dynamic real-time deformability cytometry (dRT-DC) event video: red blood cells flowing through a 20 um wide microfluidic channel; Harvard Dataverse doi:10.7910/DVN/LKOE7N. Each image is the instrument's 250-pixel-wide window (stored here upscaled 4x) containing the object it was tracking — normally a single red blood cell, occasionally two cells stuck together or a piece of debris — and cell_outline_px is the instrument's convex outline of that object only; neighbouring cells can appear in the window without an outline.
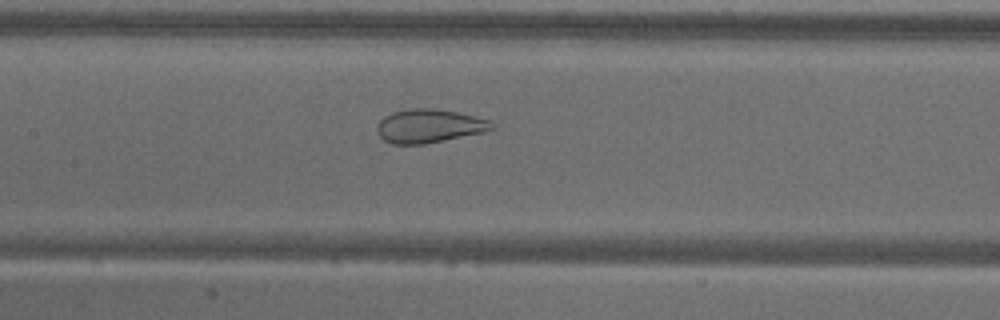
{"species": "common noctule bat (a hibernating species)", "species_latin": "Nyctalus noctula", "temperature_condition": "warm", "stored_images_in_passage": 57, "camera_frame_rate_fps": 3000, "um_per_image_px": 0.085, "animal": {"sex": "male", "body_mass_g": 18.8}, "frame": {"image": 1, "passage_image": 27, "time_ms": 8.667, "image_size_px": [1000, 320], "cell_outline_px": [[496, 128], [484, 132], [424, 144], [392, 144], [384, 140], [380, 136], [376, 128], [380, 120], [384, 116], [392, 112], [408, 108], [432, 108], [456, 112], [476, 116], [488, 120], [496, 124]], "centroid_in_image_um": [36.49, 10.7], "position_along_channel_um": 170.9, "area_um2": 22.54}}
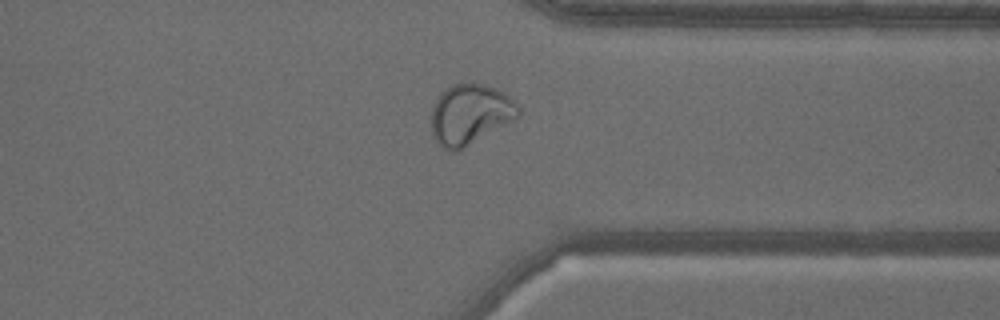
{"frame": {"image": 2, "passage_image": 44, "time_ms": 14.333, "image_size_px": [1000, 320], "cell_outline_px": [[520, 116], [464, 148], [456, 152], [448, 152], [432, 136], [432, 108], [436, 96], [440, 92], [452, 84], [472, 80], [484, 84], [504, 92], [520, 108]], "centroid_in_image_um": [39.93, 9.68], "position_along_channel_um": 371.5, "area_um2": 30.98}}
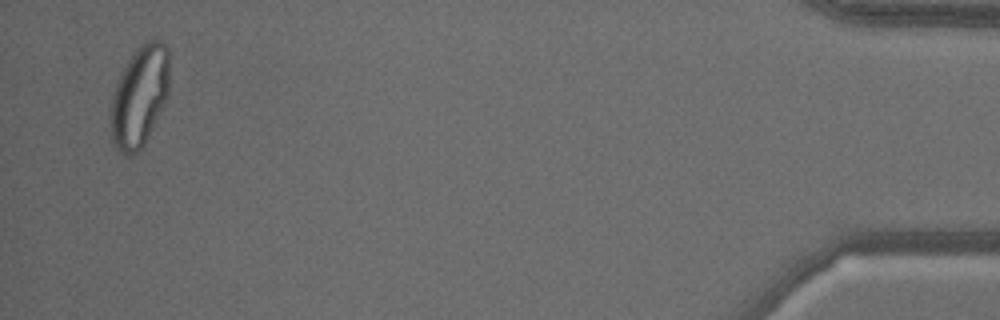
{"frame": {"image": 3, "passage_image": 55, "time_ms": 18.0, "image_size_px": [1000, 320], "cell_outline_px": [[168, 96], [144, 144], [132, 156], [124, 156], [112, 144], [108, 120], [108, 116], [112, 96], [120, 72], [136, 48], [140, 44], [156, 36], [168, 48]], "centroid_in_image_um": [11.81, 8.19], "position_along_channel_um": 423.4, "area_um2": 35.2}}